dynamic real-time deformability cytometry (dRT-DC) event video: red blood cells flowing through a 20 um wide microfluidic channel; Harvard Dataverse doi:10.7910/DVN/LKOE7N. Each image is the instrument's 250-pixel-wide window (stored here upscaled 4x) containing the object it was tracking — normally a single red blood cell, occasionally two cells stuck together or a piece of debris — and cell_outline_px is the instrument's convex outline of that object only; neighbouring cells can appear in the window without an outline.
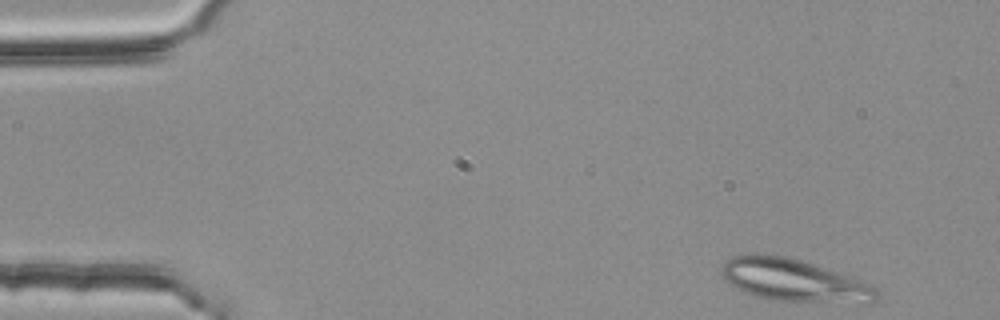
{"species": "common noctule bat (a hibernating species)", "species_latin": "Nyctalus noctula", "temperature_condition": "room temperature", "stored_images_in_passage": 4, "camera_frame_rate_fps": 3000, "um_per_image_px": 0.085, "animal": {"sex": "female", "body_mass_g": 25.1}, "frame": {"image": 1, "passage_image": 1, "time_ms": 0.0, "image_size_px": [1000, 320], "cell_outline_px": [[880, 292], [876, 300], [868, 304], [864, 304], [768, 300], [744, 292], [736, 288], [724, 280], [720, 276], [720, 272], [724, 264], [732, 256], [748, 252], [764, 252], [784, 256], [800, 260], [872, 284]], "centroid_in_image_um": [67.47, 23.83], "position_along_channel_um": 17.5, "area_um2": 39.07}}